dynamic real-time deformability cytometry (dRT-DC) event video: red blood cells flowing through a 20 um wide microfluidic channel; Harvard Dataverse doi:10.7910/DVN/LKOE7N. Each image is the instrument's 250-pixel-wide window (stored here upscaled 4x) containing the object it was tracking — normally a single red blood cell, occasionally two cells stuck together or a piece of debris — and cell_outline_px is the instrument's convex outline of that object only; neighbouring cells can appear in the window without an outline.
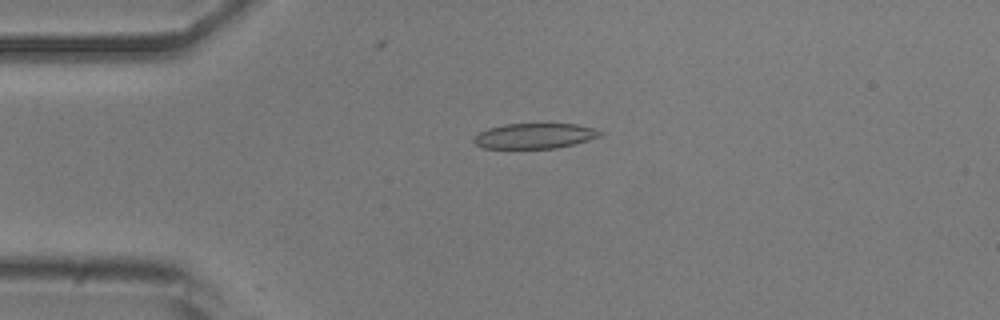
{"species": "common noctule bat (a hibernating species)", "species_latin": "Nyctalus noctula", "temperature_condition": "room temperature", "stored_images_in_passage": 27, "camera_frame_rate_fps": 3000, "um_per_image_px": 0.085, "animal": {"sex": "male", "body_mass_g": 20.5, "forearm_length_mm": 52.5}, "frame": {"image": 1, "passage_image": 12, "time_ms": 3.667, "image_size_px": [1000, 320], "cell_outline_px": [[604, 132], [600, 136], [588, 140], [556, 148], [484, 148], [476, 144], [472, 140], [480, 132], [488, 128], [504, 124], [576, 124], [592, 128]], "centroid_in_image_um": [45.44, 11.55], "position_along_channel_um": 39.6, "area_um2": 18.38}}
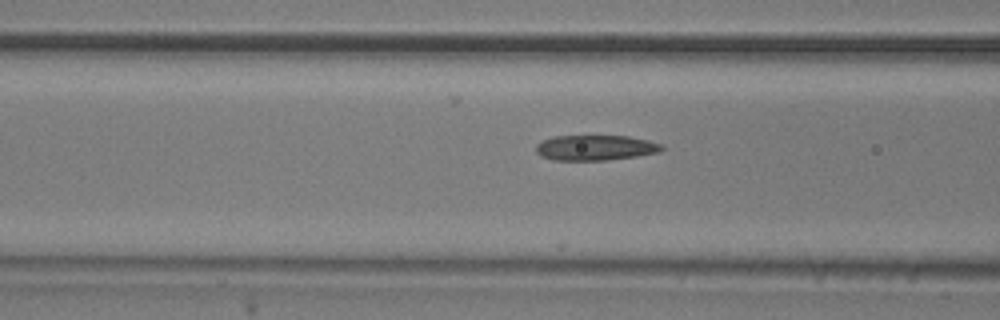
{"frame": {"image": 2, "passage_image": 20, "time_ms": 6.333, "image_size_px": [1000, 320], "cell_outline_px": [[664, 148], [660, 152], [636, 156], [608, 160], [552, 160], [540, 156], [536, 152], [536, 144], [552, 136], [628, 136], [648, 140], [664, 144]], "centroid_in_image_um": [50.62, 12.56], "position_along_channel_um": 116.0, "area_um2": 18.67}}
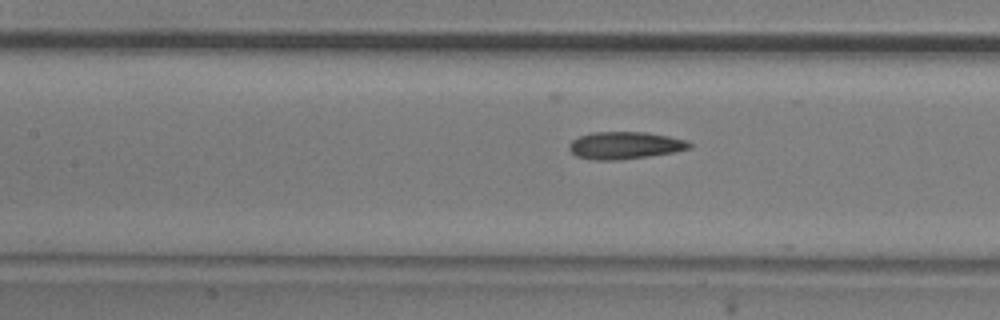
{"frame": {"image": 3, "passage_image": 23, "time_ms": 7.333, "image_size_px": [1000, 320], "cell_outline_px": [[692, 148], [676, 152], [648, 156], [616, 160], [592, 160], [576, 156], [568, 148], [568, 144], [572, 140], [580, 136], [592, 132], [644, 132], [668, 136], [688, 140], [692, 144]], "centroid_in_image_um": [53.13, 12.36], "position_along_channel_um": 154.3, "area_um2": 19.25}}